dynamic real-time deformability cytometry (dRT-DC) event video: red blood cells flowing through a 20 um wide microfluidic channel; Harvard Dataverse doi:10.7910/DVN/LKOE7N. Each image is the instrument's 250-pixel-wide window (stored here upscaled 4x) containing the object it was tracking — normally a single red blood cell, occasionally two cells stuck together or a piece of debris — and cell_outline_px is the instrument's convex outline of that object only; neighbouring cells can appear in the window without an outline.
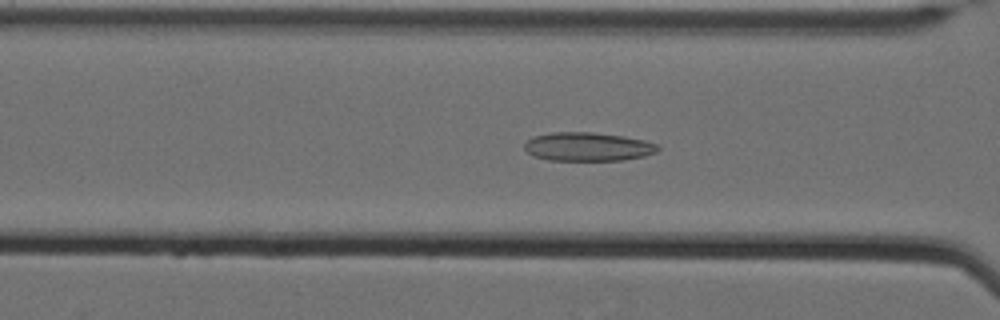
{"species": "Egyptian fruit bat (a non-hibernating species)", "species_latin": "Rousettus aegyptiacus", "temperature_condition": "cold", "stored_images_in_passage": 50, "camera_frame_rate_fps": 3000, "um_per_image_px": 0.085, "animal": {"sex": "female"}, "frame": {"image": 1, "passage_image": 17, "time_ms": 5.333, "image_size_px": [1000, 320], "cell_outline_px": [[660, 148], [656, 152], [644, 156], [624, 160], [548, 160], [532, 156], [524, 148], [524, 144], [532, 136], [552, 132], [592, 132], [624, 136], [644, 140], [656, 144]], "centroid_in_image_um": [49.94, 12.47], "position_along_channel_um": 116.7, "area_um2": 22.37}}
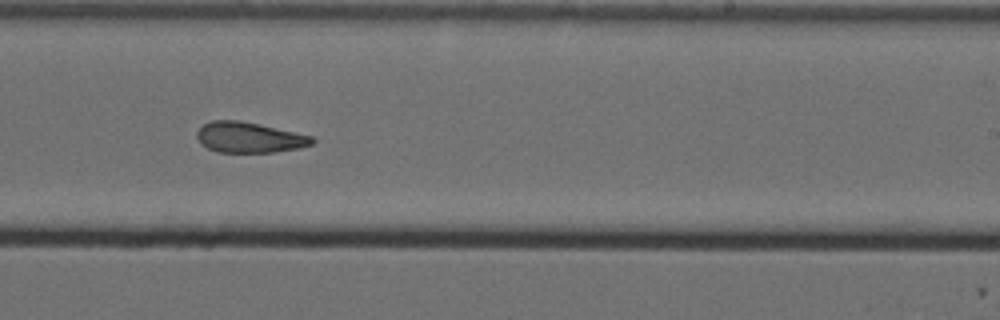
{"frame": {"image": 2, "passage_image": 30, "time_ms": 9.667, "image_size_px": [1000, 320], "cell_outline_px": [[316, 140], [312, 144], [300, 148], [272, 152], [220, 152], [208, 148], [200, 144], [196, 136], [196, 132], [204, 124], [212, 120], [240, 120], [260, 124], [312, 136]], "centroid_in_image_um": [21.18, 11.68], "position_along_channel_um": 267.8, "area_um2": 20.52}}
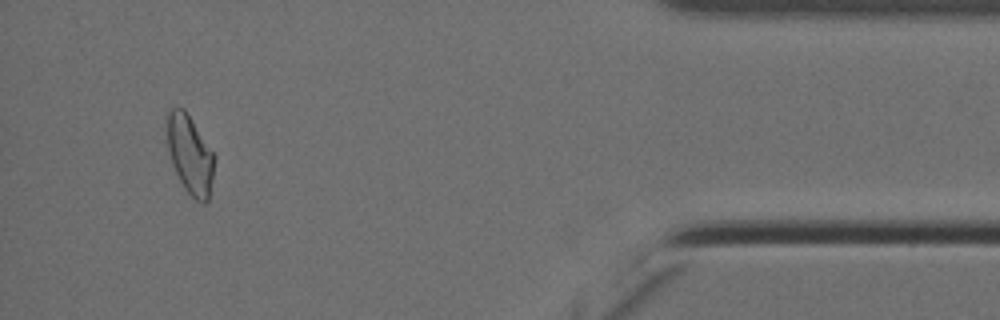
{"frame": {"image": 3, "passage_image": 47, "time_ms": 15.333, "image_size_px": [1000, 320], "cell_outline_px": [[216, 156], [208, 200], [204, 204], [196, 200], [184, 188], [172, 164], [168, 152], [168, 112], [176, 104], [184, 108]], "centroid_in_image_um": [16.16, 13.12], "position_along_channel_um": 419.0, "area_um2": 21.56}, "authors_computed_cell_mechanics": {"area_um2": 21.5883, "velocity_mm_per_s": 3.4738, "shape_relaxation_time_tau1_ms": null, "shape_relaxation_time_tau2_ms": 5.0104, "deformation_change_tau1": null, "deformation_change_tau2": 0.1377}}